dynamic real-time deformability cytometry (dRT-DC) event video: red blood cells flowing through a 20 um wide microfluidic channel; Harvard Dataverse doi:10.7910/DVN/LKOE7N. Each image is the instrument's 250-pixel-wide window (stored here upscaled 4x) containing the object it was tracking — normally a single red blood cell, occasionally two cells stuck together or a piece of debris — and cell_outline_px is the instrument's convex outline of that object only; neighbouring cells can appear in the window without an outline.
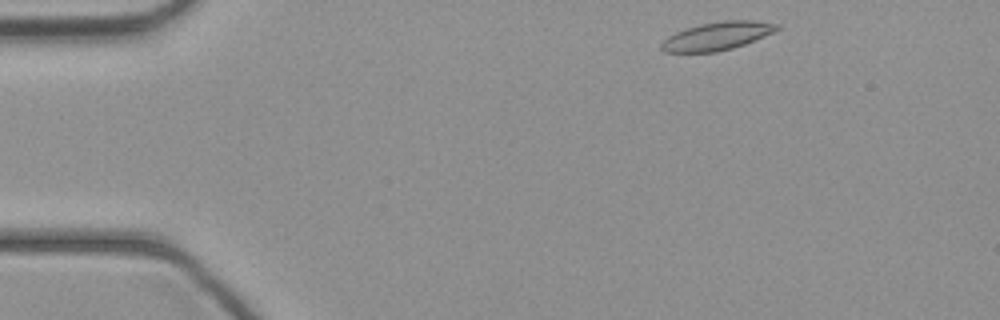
{"species": "common noctule bat (a hibernating species)", "species_latin": "Nyctalus noctula", "temperature_condition": "cold", "stored_images_in_passage": 39, "camera_frame_rate_fps": 3000, "um_per_image_px": 0.085, "animal": {"sex": "female", "body_mass_g": 21.9}, "frame": {"image": 1, "passage_image": 1, "time_ms": 0.0, "image_size_px": [1000, 320], "cell_outline_px": [[780, 28], [764, 36], [744, 44], [732, 48], [716, 52], [664, 52], [660, 48], [660, 44], [668, 36], [676, 32], [700, 24], [724, 20], [752, 20], [780, 24]], "centroid_in_image_um": [60.95, 3.06], "position_along_channel_um": 24.1, "area_um2": 18.79}}
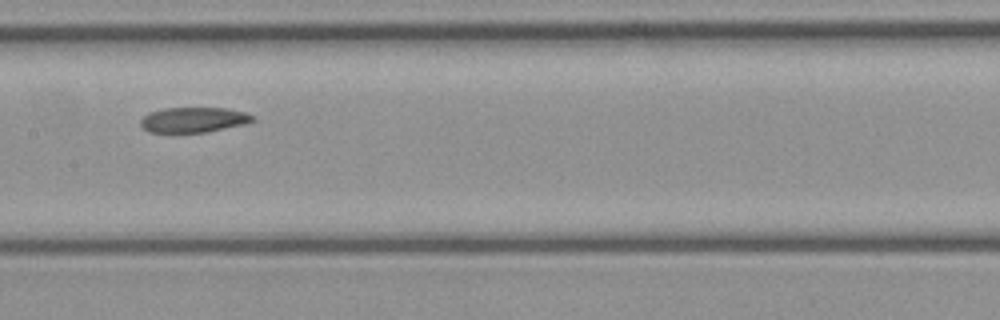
{"frame": {"image": 2, "passage_image": 17, "time_ms": 5.333, "image_size_px": [1000, 320], "cell_outline_px": [[256, 120], [244, 124], [208, 132], [148, 132], [140, 128], [140, 120], [148, 112], [164, 108], [228, 108], [244, 112], [256, 116]], "centroid_in_image_um": [16.44, 10.18], "position_along_channel_um": 191.0, "area_um2": 16.65}}
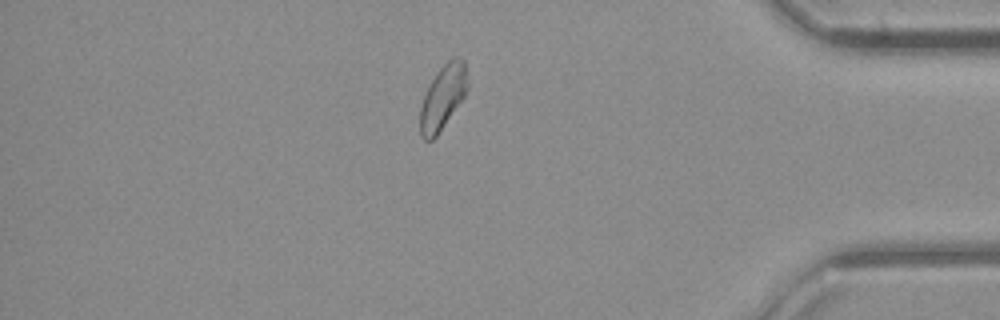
{"frame": {"image": 3, "passage_image": 33, "time_ms": 10.667, "image_size_px": [1000, 320], "cell_outline_px": [[468, 88], [464, 96], [436, 136], [432, 140], [424, 140], [420, 136], [420, 108], [424, 96], [436, 72], [452, 56], [460, 56], [464, 60], [468, 80]], "centroid_in_image_um": [37.65, 8.23], "position_along_channel_um": 397.6, "area_um2": 17.63}}